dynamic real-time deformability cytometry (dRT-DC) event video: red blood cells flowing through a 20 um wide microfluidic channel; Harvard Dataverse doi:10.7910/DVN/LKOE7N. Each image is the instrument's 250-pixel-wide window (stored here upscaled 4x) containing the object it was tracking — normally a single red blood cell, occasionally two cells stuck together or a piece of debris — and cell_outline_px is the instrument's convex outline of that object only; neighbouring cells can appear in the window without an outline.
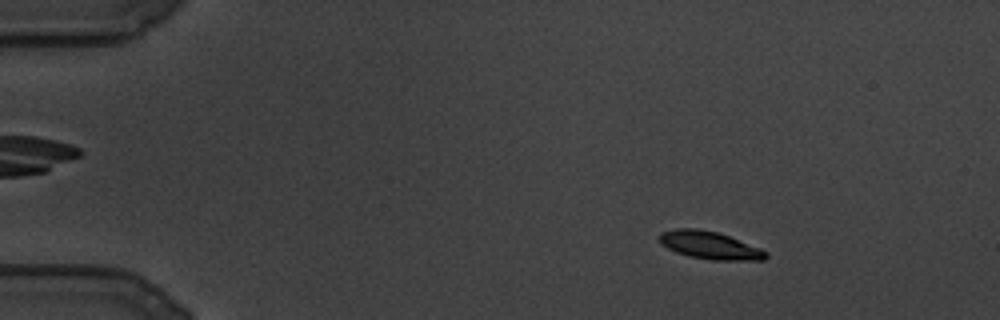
{"species": "common noctule bat (a hibernating species)", "species_latin": "Nyctalus noctula", "temperature_condition": "cold", "stored_images_in_passage": 120, "camera_frame_rate_fps": 3000, "um_per_image_px": 0.085, "animal": {"sex": "male", "body_mass_g": 19.5, "forearm_length_mm": 54.6}, "frame": {"image": 1, "passage_image": 18, "time_ms": 5.667, "image_size_px": [1000, 320], "cell_outline_px": [[768, 256], [764, 260], [712, 260], [688, 256], [676, 252], [660, 244], [660, 232], [676, 228], [696, 228], [716, 232], [728, 236], [760, 248], [768, 252]], "centroid_in_image_um": [60.32, 20.85], "position_along_channel_um": 24.7, "area_um2": 17.11}}
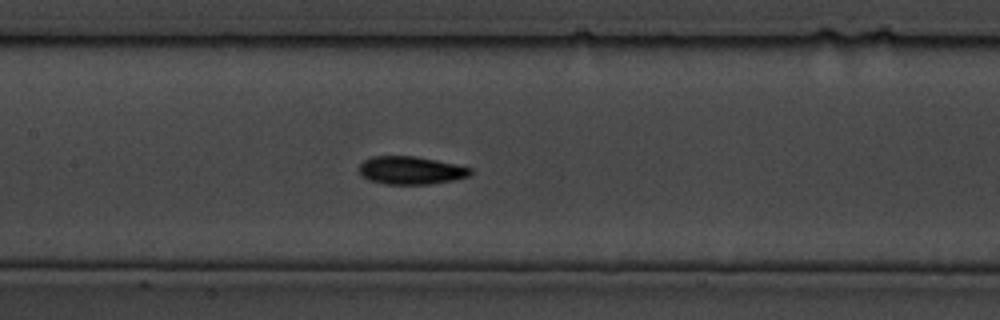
{"frame": {"image": 2, "passage_image": 58, "time_ms": 19.0, "image_size_px": [1000, 320], "cell_outline_px": [[472, 172], [468, 176], [452, 180], [428, 184], [384, 184], [368, 180], [360, 172], [360, 164], [364, 160], [372, 156], [416, 156], [456, 164], [472, 168]], "centroid_in_image_um": [34.92, 14.47], "position_along_channel_um": 172.5, "area_um2": 18.03}}
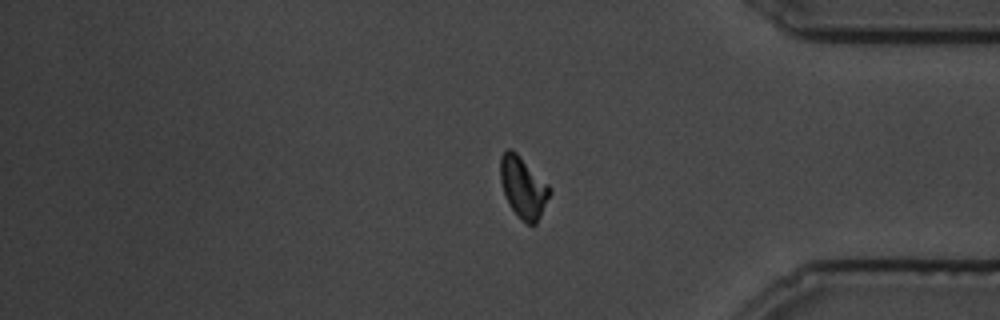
{"frame": {"image": 3, "passage_image": 99, "time_ms": 32.667, "image_size_px": [1000, 320], "cell_outline_px": [[552, 192], [536, 224], [528, 224], [520, 220], [508, 204], [500, 180], [500, 156], [508, 148], [512, 148], [552, 188]], "centroid_in_image_um": [44.47, 15.93], "position_along_channel_um": 390.7, "area_um2": 17.69}}